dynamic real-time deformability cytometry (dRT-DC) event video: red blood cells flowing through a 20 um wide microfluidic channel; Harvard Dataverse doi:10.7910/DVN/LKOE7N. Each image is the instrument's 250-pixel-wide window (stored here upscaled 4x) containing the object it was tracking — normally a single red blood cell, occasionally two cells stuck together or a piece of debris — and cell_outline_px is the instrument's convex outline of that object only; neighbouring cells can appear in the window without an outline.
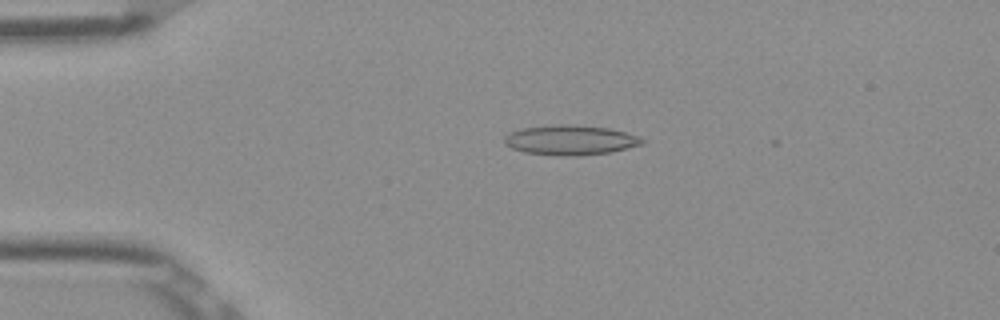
{"species": "Egyptian fruit bat (a non-hibernating species)", "species_latin": "Rousettus aegyptiacus", "temperature_condition": "room temperature", "stored_images_in_passage": 16, "camera_frame_rate_fps": 3000, "um_per_image_px": 0.085, "frame": {"image": 1, "passage_image": 11, "time_ms": 3.333, "image_size_px": [1000, 320], "cell_outline_px": [[644, 144], [612, 152], [576, 156], [556, 156], [524, 152], [512, 148], [504, 144], [504, 136], [520, 128], [560, 124], [572, 124], [608, 128], [624, 132], [636, 136], [644, 140]], "centroid_in_image_um": [48.46, 11.91], "position_along_channel_um": 36.5, "area_um2": 24.04}}